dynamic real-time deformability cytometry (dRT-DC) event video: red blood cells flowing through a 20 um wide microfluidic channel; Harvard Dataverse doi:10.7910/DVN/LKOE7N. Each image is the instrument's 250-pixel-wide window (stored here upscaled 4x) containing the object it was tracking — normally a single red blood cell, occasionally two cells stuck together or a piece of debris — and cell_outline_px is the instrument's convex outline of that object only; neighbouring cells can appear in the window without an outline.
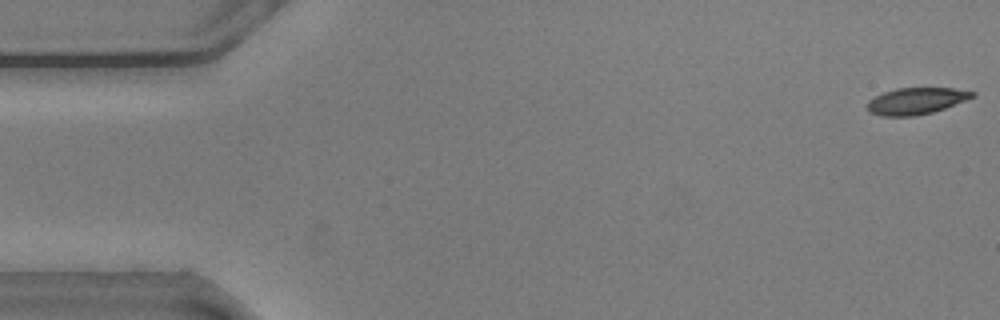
{"species": "common noctule bat (a hibernating species)", "species_latin": "Nyctalus noctula", "temperature_condition": "warm", "stored_images_in_passage": 57, "camera_frame_rate_fps": 3000, "um_per_image_px": 0.085, "animal": {"sex": "male", "body_mass_g": 20.5, "forearm_length_mm": 52.5}, "frame": {"image": 1, "passage_image": 1, "time_ms": 0.0, "image_size_px": [1000, 320], "cell_outline_px": [[976, 96], [944, 108], [932, 112], [912, 116], [880, 116], [868, 112], [868, 100], [884, 92], [896, 88], [952, 88], [976, 92]], "centroid_in_image_um": [77.86, 8.58], "position_along_channel_um": 7.1, "area_um2": 16.18}}
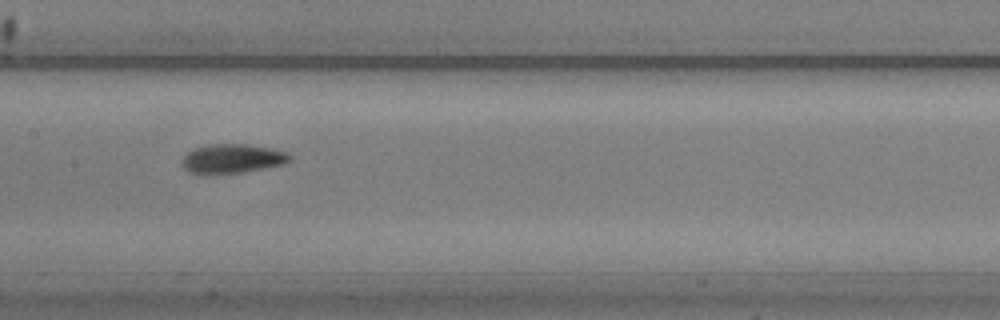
{"frame": {"image": 2, "passage_image": 27, "time_ms": 8.667, "image_size_px": [1000, 320], "cell_outline_px": [[292, 160], [284, 164], [244, 172], [188, 172], [180, 164], [184, 156], [192, 148], [208, 144], [248, 144], [288, 152], [292, 156]], "centroid_in_image_um": [19.77, 13.45], "position_along_channel_um": 187.6, "area_um2": 18.09}}
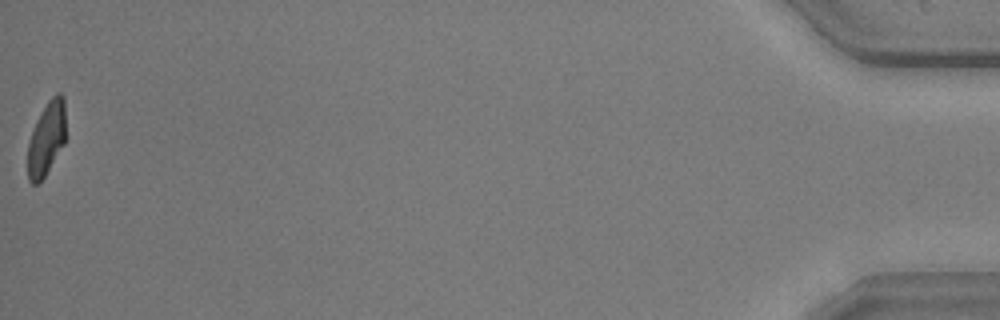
{"frame": {"image": 3, "passage_image": 56, "time_ms": 18.333, "image_size_px": [1000, 320], "cell_outline_px": [[64, 144], [44, 176], [36, 184], [32, 184], [28, 180], [28, 144], [36, 120], [40, 112], [48, 100], [56, 92], [60, 92], [64, 96]], "centroid_in_image_um": [3.94, 11.74], "position_along_channel_um": 431.3, "area_um2": 16.07}}